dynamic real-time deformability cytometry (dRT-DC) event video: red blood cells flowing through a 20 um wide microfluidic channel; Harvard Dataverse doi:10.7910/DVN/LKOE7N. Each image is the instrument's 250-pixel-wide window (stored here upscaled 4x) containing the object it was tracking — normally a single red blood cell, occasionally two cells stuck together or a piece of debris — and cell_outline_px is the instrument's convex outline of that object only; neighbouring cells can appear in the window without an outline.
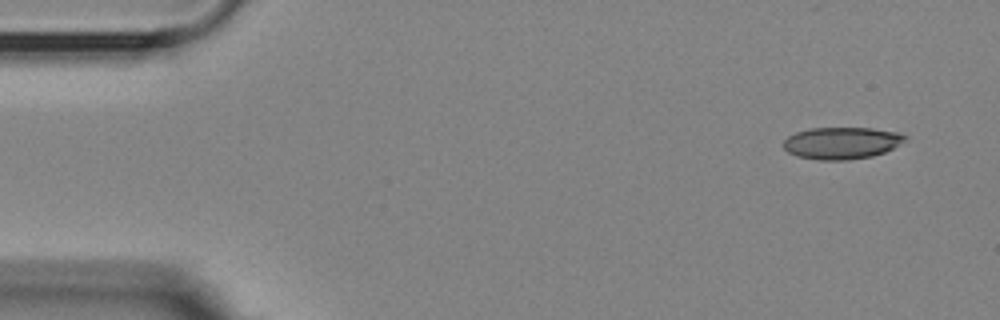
{"species": "Egyptian fruit bat (a non-hibernating species)", "species_latin": "Rousettus aegyptiacus", "temperature_condition": "room temperature", "stored_images_in_passage": 53, "camera_frame_rate_fps": 3000, "um_per_image_px": 0.085, "animal": {"sex": "female"}, "frame": {"image": 1, "passage_image": 1, "time_ms": 0.0, "image_size_px": [1000, 320], "cell_outline_px": [[908, 136], [904, 140], [892, 148], [884, 152], [872, 156], [848, 160], [820, 160], [796, 156], [788, 152], [784, 148], [784, 140], [788, 136], [796, 132], [808, 128], [872, 128], [896, 132]], "centroid_in_image_um": [71.5, 12.15], "position_along_channel_um": 13.5, "area_um2": 22.54}}
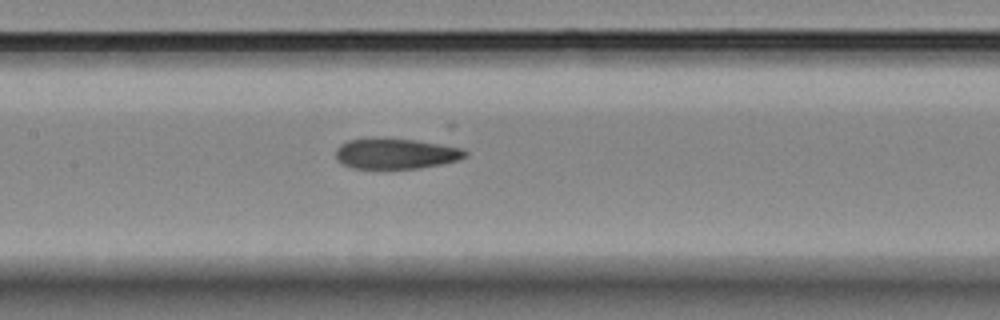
{"frame": {"image": 2, "passage_image": 23, "time_ms": 7.333, "image_size_px": [1000, 320], "cell_outline_px": [[468, 156], [456, 160], [440, 164], [416, 168], [352, 168], [336, 160], [336, 148], [340, 144], [348, 140], [380, 136], [416, 140], [464, 148], [468, 152]], "centroid_in_image_um": [33.62, 13.02], "position_along_channel_um": 173.8, "area_um2": 23.35}}
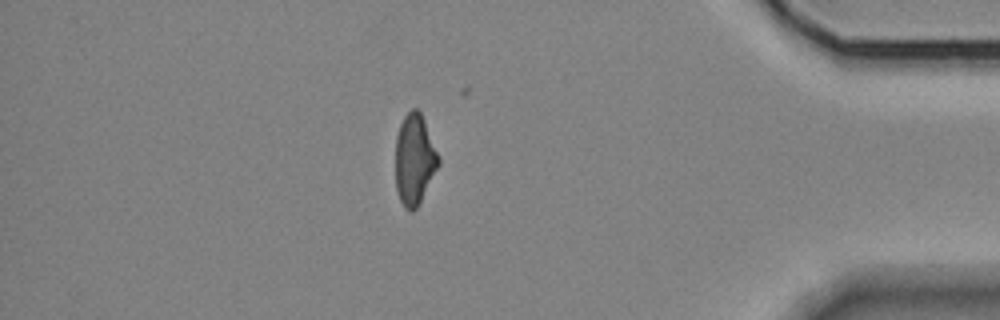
{"frame": {"image": 3, "passage_image": 45, "time_ms": 14.667, "image_size_px": [1000, 320], "cell_outline_px": [[440, 164], [416, 208], [412, 212], [408, 212], [404, 208], [400, 200], [396, 188], [396, 136], [400, 124], [404, 116], [412, 108], [416, 108], [420, 112], [424, 120], [440, 156]], "centroid_in_image_um": [35.23, 13.56], "position_along_channel_um": 400.0, "area_um2": 22.72}}